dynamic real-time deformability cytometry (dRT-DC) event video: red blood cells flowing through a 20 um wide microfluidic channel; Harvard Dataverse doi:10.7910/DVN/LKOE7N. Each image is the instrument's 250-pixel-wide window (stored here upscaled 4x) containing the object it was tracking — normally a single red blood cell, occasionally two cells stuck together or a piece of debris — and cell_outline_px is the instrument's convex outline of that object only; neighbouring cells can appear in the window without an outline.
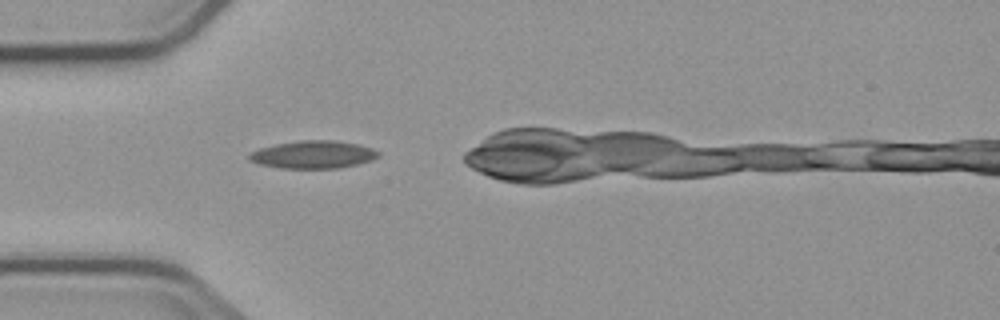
{"species": "common noctule bat (a hibernating species)", "species_latin": "Nyctalus noctula", "temperature_condition": "cold", "stored_images_in_passage": 1, "camera_frame_rate_fps": 3000, "um_per_image_px": 0.085, "animal": {"sex": "male", "body_mass_g": 23.1, "forearm_length_mm": 52.7}, "frame": {"image": 1, "passage_image": 1, "time_ms": 0.0, "image_size_px": [1000, 320], "cell_outline_px": [[380, 156], [372, 160], [340, 168], [280, 168], [260, 164], [248, 160], [248, 156], [252, 152], [260, 148], [276, 144], [300, 140], [336, 140], [356, 144], [372, 148], [380, 152]], "centroid_in_image_um": [26.63, 13.14], "position_along_channel_um": 58.4, "area_um2": 20.81}}